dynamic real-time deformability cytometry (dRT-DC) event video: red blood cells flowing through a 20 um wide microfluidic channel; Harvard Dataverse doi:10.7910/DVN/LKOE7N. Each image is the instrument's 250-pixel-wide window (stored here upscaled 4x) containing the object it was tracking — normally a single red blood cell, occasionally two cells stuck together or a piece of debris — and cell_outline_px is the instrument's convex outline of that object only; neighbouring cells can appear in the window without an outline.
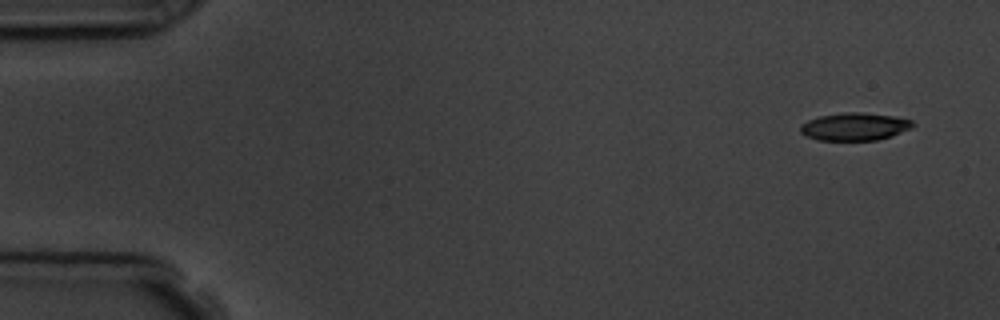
{"species": "common noctule bat (a hibernating species)", "species_latin": "Nyctalus noctula", "temperature_condition": "room temperature", "stored_images_in_passage": 5, "camera_frame_rate_fps": 3000, "um_per_image_px": 0.085, "animal": {"sex": "male", "body_mass_g": 19.5, "forearm_length_mm": 54.6}, "frame": {"image": 1, "passage_image": 1, "time_ms": 0.0, "image_size_px": [1000, 320], "cell_outline_px": [[916, 124], [912, 128], [892, 136], [876, 140], [816, 140], [800, 132], [800, 124], [808, 120], [820, 116], [844, 112], [860, 112], [892, 116], [912, 120]], "centroid_in_image_um": [72.65, 10.76], "position_along_channel_um": 12.3, "area_um2": 18.15}}
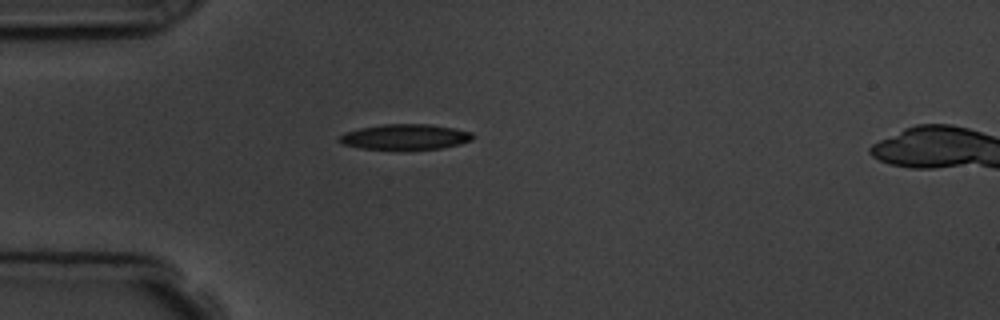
{"frame": {"image": 2, "passage_image": 4, "time_ms": 4.0, "image_size_px": [1000, 320], "cell_outline_px": [[476, 136], [472, 140], [460, 144], [440, 148], [404, 152], [360, 148], [344, 144], [336, 140], [344, 132], [360, 128], [384, 124], [428, 124], [456, 128], [472, 132]], "centroid_in_image_um": [34.45, 11.67], "position_along_channel_um": 50.5, "area_um2": 20.63}}